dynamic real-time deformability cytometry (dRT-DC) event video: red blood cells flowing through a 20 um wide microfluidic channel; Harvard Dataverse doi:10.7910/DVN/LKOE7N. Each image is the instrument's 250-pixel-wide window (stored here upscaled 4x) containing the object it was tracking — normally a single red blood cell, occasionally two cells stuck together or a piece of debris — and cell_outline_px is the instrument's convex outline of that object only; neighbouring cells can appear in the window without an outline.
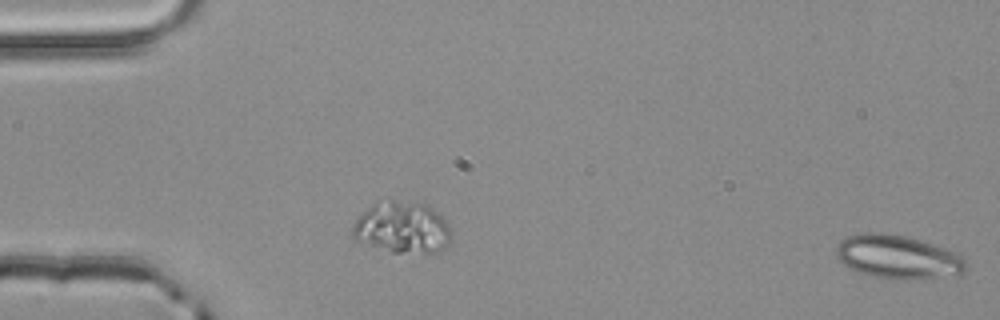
{"species": "common noctule bat (a hibernating species)", "species_latin": "Nyctalus noctula", "temperature_condition": "room temperature", "stored_images_in_passage": 3, "camera_frame_rate_fps": 3000, "um_per_image_px": 0.085, "animal": {"sex": "male", "body_mass_g": 20.4}, "frame": {"image": 1, "passage_image": 1, "time_ms": 0.0, "image_size_px": [1000, 320], "cell_outline_px": [[968, 268], [964, 272], [908, 280], [888, 280], [868, 276], [844, 264], [836, 256], [836, 248], [840, 240], [848, 236], [864, 232], [884, 232], [908, 236], [944, 248], [960, 256], [968, 264]], "centroid_in_image_um": [76.26, 21.83], "position_along_channel_um": 8.7, "area_um2": 32.89}}